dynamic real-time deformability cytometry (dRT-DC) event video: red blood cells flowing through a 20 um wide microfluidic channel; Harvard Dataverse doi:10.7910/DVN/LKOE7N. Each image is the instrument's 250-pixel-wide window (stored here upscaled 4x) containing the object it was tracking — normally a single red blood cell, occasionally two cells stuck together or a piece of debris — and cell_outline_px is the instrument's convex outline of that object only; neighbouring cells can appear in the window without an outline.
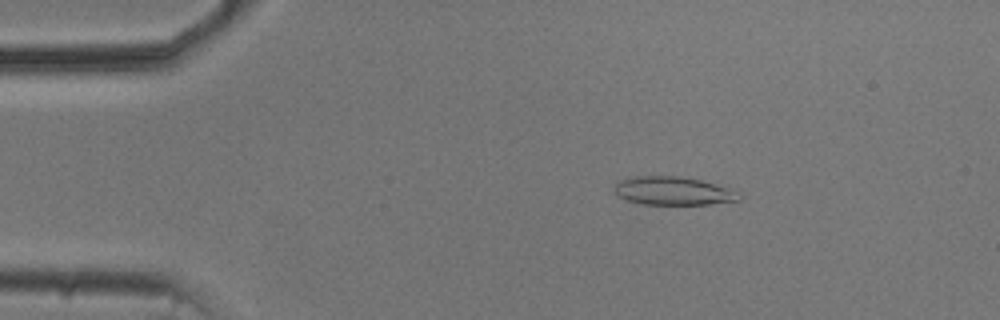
{"species": "common noctule bat (a hibernating species)", "species_latin": "Nyctalus noctula", "temperature_condition": "cold", "stored_images_in_passage": 49, "camera_frame_rate_fps": 3000, "um_per_image_px": 0.085, "animal": {"sex": "male", "body_mass_g": 20.5, "forearm_length_mm": 52.5}, "frame": {"image": 1, "passage_image": 5, "time_ms": 1.333, "image_size_px": [1000, 320], "cell_outline_px": [[740, 200], [708, 204], [644, 204], [628, 200], [620, 196], [612, 188], [616, 184], [624, 180], [636, 176], [680, 176], [700, 180], [728, 188], [740, 196]], "centroid_in_image_um": [57.2, 16.23], "position_along_channel_um": 27.8, "area_um2": 20.06}}
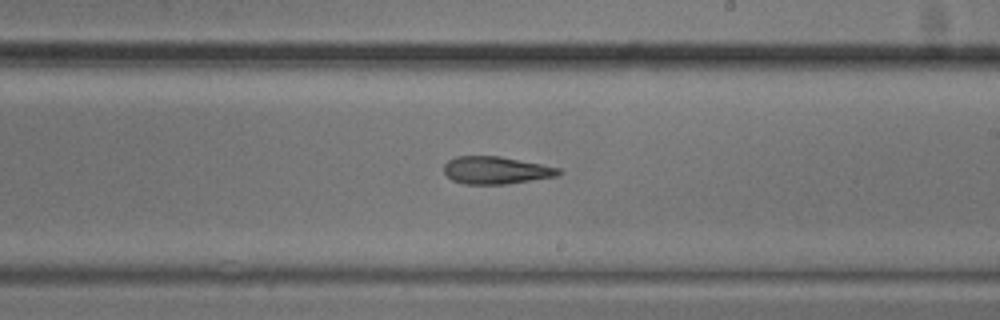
{"frame": {"image": 2, "passage_image": 27, "time_ms": 8.667, "image_size_px": [1000, 320], "cell_outline_px": [[564, 172], [556, 176], [532, 180], [504, 184], [464, 184], [452, 180], [444, 172], [444, 164], [448, 160], [456, 156], [500, 156], [560, 168]], "centroid_in_image_um": [42.15, 14.47], "position_along_channel_um": 246.9, "area_um2": 18.32}}
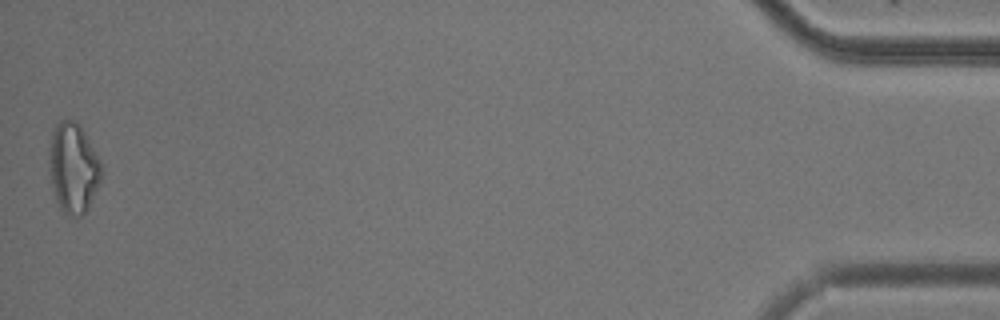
{"frame": {"image": 3, "passage_image": 49, "time_ms": 16.0, "image_size_px": [1000, 320], "cell_outline_px": [[104, 172], [100, 184], [88, 208], [80, 216], [68, 216], [60, 208], [56, 200], [52, 188], [48, 168], [48, 152], [52, 132], [56, 124], [60, 120], [76, 120], [80, 124], [100, 160], [104, 168]], "centroid_in_image_um": [6.23, 14.27], "position_along_channel_um": 429.0, "area_um2": 28.03}, "authors_computed_cell_mechanics": {"area_um2": 19.941, "velocity_mm_per_s": 3.7563, "shape_relaxation_time_tau1_ms": null, "shape_relaxation_time_tau2_ms": 7.057, "deformation_change_tau1": null, "deformation_change_tau2": 0.2039}}